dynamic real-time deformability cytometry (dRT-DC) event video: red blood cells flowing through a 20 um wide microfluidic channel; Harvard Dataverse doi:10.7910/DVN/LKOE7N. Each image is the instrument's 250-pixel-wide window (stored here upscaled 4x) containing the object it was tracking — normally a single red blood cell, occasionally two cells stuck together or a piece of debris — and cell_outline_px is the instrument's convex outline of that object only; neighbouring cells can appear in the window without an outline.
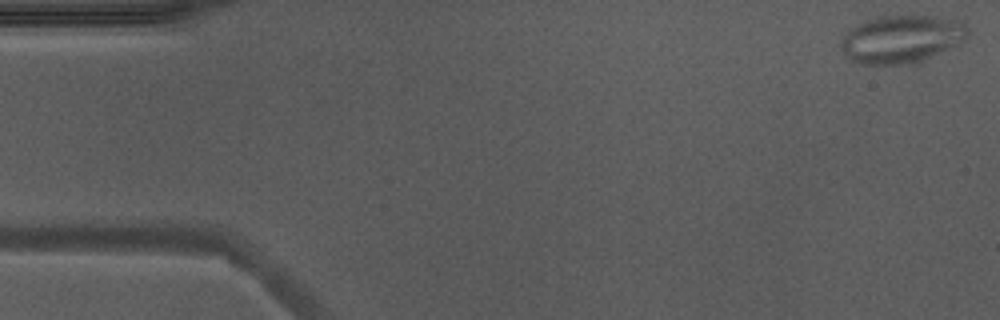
{"species": "Egyptian fruit bat (a non-hibernating species)", "species_latin": "Rousettus aegyptiacus", "temperature_condition": "warm", "stored_images_in_passage": 13, "camera_frame_rate_fps": 3000, "um_per_image_px": 0.085, "animal": {"sex": "male"}, "frame": {"image": 1, "passage_image": 1, "time_ms": 0.0, "image_size_px": [1000, 320], "cell_outline_px": [[968, 32], [964, 40], [948, 48], [928, 56], [916, 60], [900, 64], [860, 64], [852, 60], [840, 48], [840, 40], [856, 24], [864, 20], [880, 16], [936, 16], [964, 20], [968, 28]], "centroid_in_image_um": [76.61, 3.28], "position_along_channel_um": 8.4, "area_um2": 34.74}}